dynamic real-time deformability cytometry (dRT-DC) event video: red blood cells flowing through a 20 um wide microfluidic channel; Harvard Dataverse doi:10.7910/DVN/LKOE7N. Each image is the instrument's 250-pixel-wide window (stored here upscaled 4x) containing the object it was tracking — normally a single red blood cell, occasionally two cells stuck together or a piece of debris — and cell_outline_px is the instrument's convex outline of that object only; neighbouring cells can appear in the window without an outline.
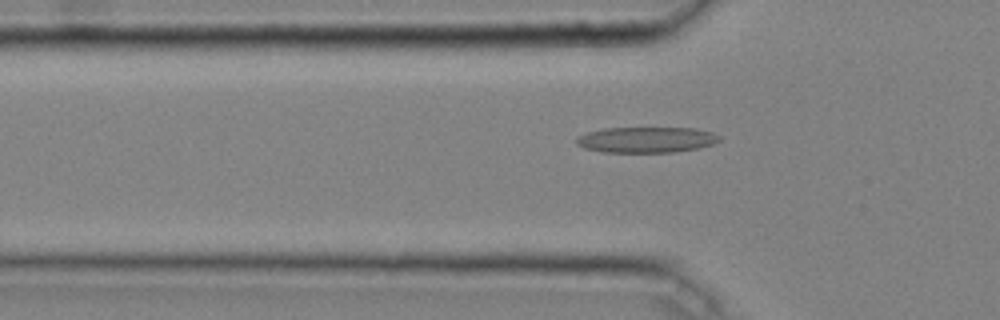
{"species": "common noctule bat (a hibernating species)", "species_latin": "Nyctalus noctula", "temperature_condition": "cold", "stored_images_in_passage": 33, "camera_frame_rate_fps": 3000, "um_per_image_px": 0.085, "animal": {"sex": "male", "body_mass_g": 20.4}, "frame": {"image": 1, "passage_image": 5, "time_ms": 1.333, "image_size_px": [1000, 320], "cell_outline_px": [[720, 140], [712, 144], [696, 148], [676, 152], [600, 152], [584, 148], [576, 144], [576, 140], [580, 136], [588, 132], [604, 128], [696, 128], [712, 132], [720, 136]], "centroid_in_image_um": [54.94, 11.88], "position_along_channel_um": 70.9, "area_um2": 21.39}}
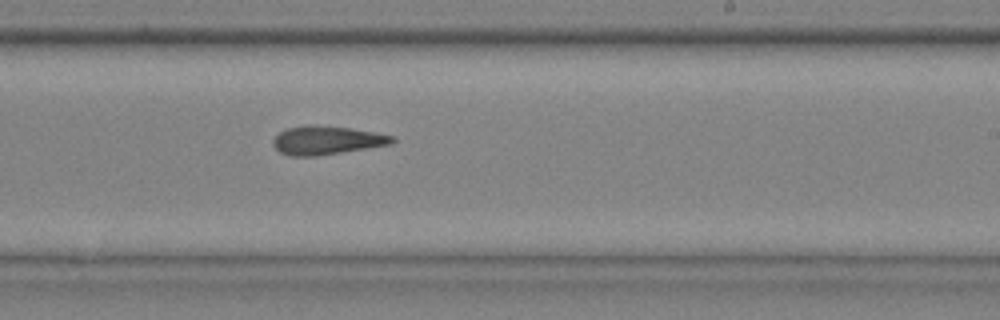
{"frame": {"image": 2, "passage_image": 19, "time_ms": 6.0, "image_size_px": [1000, 320], "cell_outline_px": [[396, 140], [392, 144], [368, 148], [316, 156], [292, 156], [280, 152], [272, 144], [272, 140], [280, 132], [288, 128], [312, 124], [348, 128], [376, 132], [392, 136]], "centroid_in_image_um": [27.77, 11.92], "position_along_channel_um": 261.2, "area_um2": 19.71}}
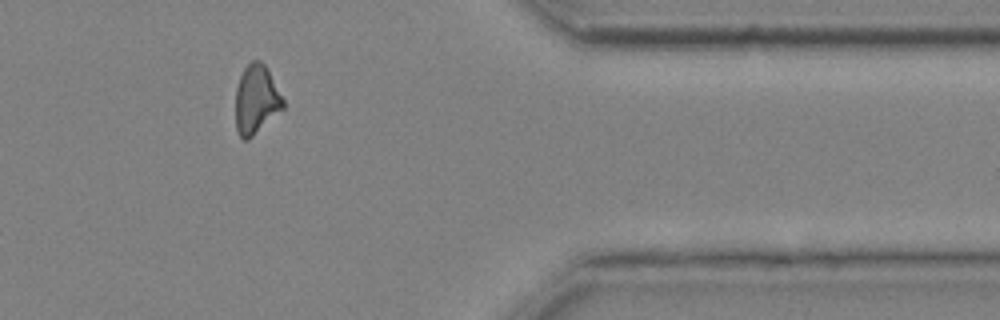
{"frame": {"image": 3, "passage_image": 30, "time_ms": 9.667, "image_size_px": [1000, 320], "cell_outline_px": [[284, 108], [248, 140], [244, 140], [240, 136], [236, 128], [236, 88], [240, 76], [244, 68], [252, 60], [260, 60], [264, 64], [284, 100]], "centroid_in_image_um": [21.77, 8.47], "position_along_channel_um": 389.6, "area_um2": 18.84}, "authors_computed_cell_mechanics": {"area_um2": 19.652, "velocity_mm_per_s": 4.0817, "shape_relaxation_time_tau1_ms": null, "shape_relaxation_time_tau2_ms": 11.3571, "deformation_change_tau1": null, "deformation_change_tau2": 0.3054}}